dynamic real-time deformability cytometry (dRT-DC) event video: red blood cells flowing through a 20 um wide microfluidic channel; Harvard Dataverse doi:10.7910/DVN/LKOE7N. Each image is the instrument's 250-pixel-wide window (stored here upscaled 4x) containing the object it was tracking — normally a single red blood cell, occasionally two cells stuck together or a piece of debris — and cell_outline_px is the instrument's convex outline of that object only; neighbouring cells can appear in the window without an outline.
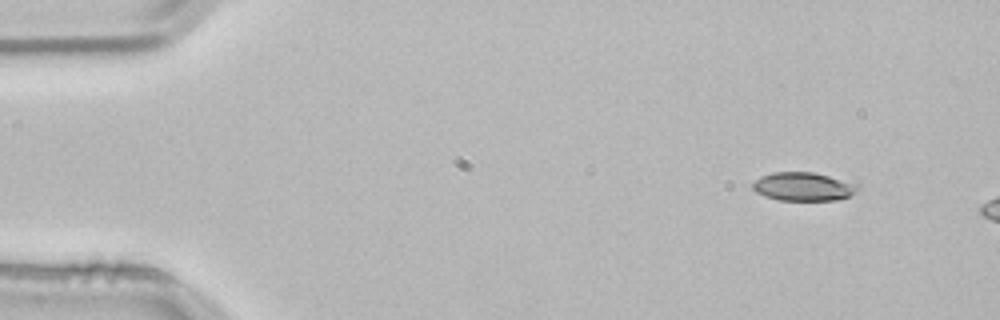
{"species": "common noctule bat (a hibernating species)", "species_latin": "Nyctalus noctula", "temperature_condition": "room temperature", "stored_images_in_passage": 3, "camera_frame_rate_fps": 3000, "um_per_image_px": 0.085, "animal": {"sex": "male", "body_mass_g": 21.5, "forearm_length_mm": 52.0}, "frame": {"image": 1, "passage_image": 1, "time_ms": 0.0, "image_size_px": [1000, 320], "cell_outline_px": [[860, 188], [856, 192], [848, 196], [836, 200], [780, 200], [764, 196], [756, 192], [752, 188], [752, 184], [760, 176], [772, 172], [812, 172], [860, 184]], "centroid_in_image_um": [68.28, 15.86], "position_along_channel_um": 16.7, "area_um2": 17.46}}